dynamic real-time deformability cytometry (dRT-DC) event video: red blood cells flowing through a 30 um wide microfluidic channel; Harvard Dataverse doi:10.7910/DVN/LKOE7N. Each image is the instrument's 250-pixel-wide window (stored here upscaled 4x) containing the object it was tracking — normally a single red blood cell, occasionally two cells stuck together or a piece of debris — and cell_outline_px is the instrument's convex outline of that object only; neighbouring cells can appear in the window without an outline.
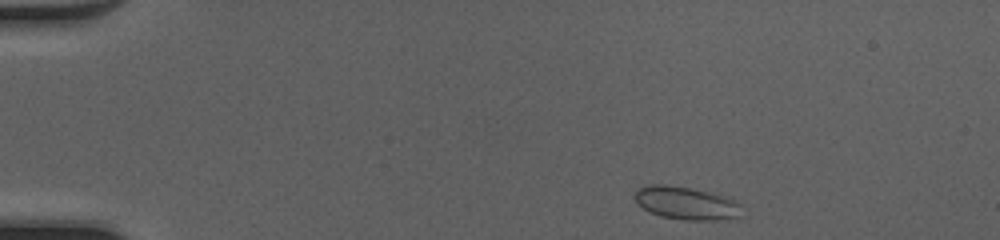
{"species": "common noctule bat (a hibernating species)", "species_latin": "Nyctalus noctula", "temperature_condition": "cold", "stored_images_in_passage": 42, "camera_frame_rate_fps": 3000, "um_per_image_px": 0.085, "animal": {"sex": "female", "body_mass_g": 20.0, "forearm_length_mm": 54.0}, "frame": {"image": 1, "passage_image": 1, "time_ms": 0.0, "image_size_px": [1000, 240], "cell_outline_px": [[740, 216], [712, 220], [684, 220], [660, 216], [644, 208], [632, 196], [640, 188], [648, 184], [664, 184], [688, 188], [732, 196], [740, 204]], "centroid_in_image_um": [58.35, 17.25], "position_along_channel_um": 26.6, "area_um2": 20.46}}
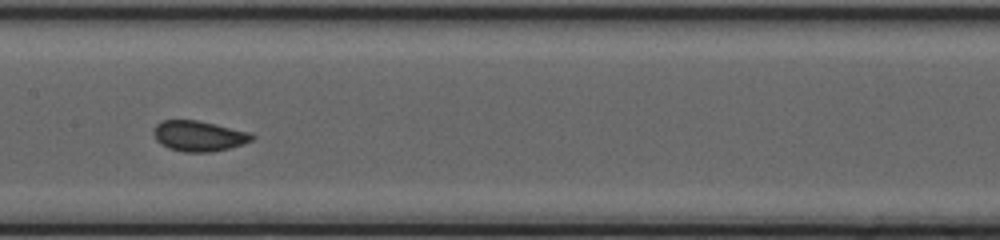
{"frame": {"image": 2, "passage_image": 19, "time_ms": 6.0, "image_size_px": [1000, 240], "cell_outline_px": [[256, 136], [252, 140], [244, 144], [212, 152], [184, 152], [168, 148], [160, 144], [156, 140], [152, 132], [156, 124], [160, 120], [200, 120], [252, 132]], "centroid_in_image_um": [16.91, 11.55], "position_along_channel_um": 190.5, "area_um2": 17.86}}
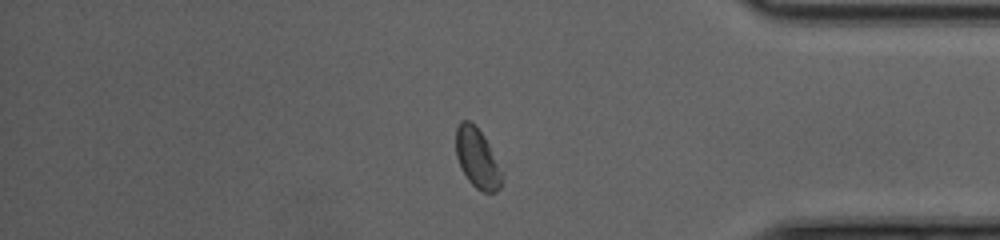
{"frame": {"image": 3, "passage_image": 35, "time_ms": 11.333, "image_size_px": [1000, 240], "cell_outline_px": [[504, 172], [500, 188], [496, 192], [484, 192], [476, 188], [468, 180], [456, 156], [456, 128], [460, 120], [468, 120], [484, 136], [504, 164]], "centroid_in_image_um": [40.65, 13.47], "position_along_channel_um": 394.5, "area_um2": 16.53}, "authors_computed_cell_mechanics": {"area_um2": 17.4845, "velocity_mm_per_s": 4.1976, "shape_relaxation_time_tau1_ms": 7.421, "shape_relaxation_time_tau2_ms": null, "deformation_change_tau1": 0.1291, "deformation_change_tau2": null}}